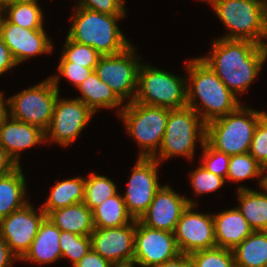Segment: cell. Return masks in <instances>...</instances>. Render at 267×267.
<instances>
[{
  "label": "cell",
  "mask_w": 267,
  "mask_h": 267,
  "mask_svg": "<svg viewBox=\"0 0 267 267\" xmlns=\"http://www.w3.org/2000/svg\"><path fill=\"white\" fill-rule=\"evenodd\" d=\"M211 56L199 57L236 95L247 90L267 58V46L249 40L216 39Z\"/></svg>",
  "instance_id": "cell-1"
},
{
  "label": "cell",
  "mask_w": 267,
  "mask_h": 267,
  "mask_svg": "<svg viewBox=\"0 0 267 267\" xmlns=\"http://www.w3.org/2000/svg\"><path fill=\"white\" fill-rule=\"evenodd\" d=\"M186 68L190 77L187 82L191 83H187V106L191 107L205 124L235 111L241 105L236 95L200 58L187 62ZM196 98L200 99L202 107L197 105ZM200 110H203V113L200 114Z\"/></svg>",
  "instance_id": "cell-2"
},
{
  "label": "cell",
  "mask_w": 267,
  "mask_h": 267,
  "mask_svg": "<svg viewBox=\"0 0 267 267\" xmlns=\"http://www.w3.org/2000/svg\"><path fill=\"white\" fill-rule=\"evenodd\" d=\"M126 15H108L77 7L67 37L77 43L91 46L102 56L116 55L132 44L117 25Z\"/></svg>",
  "instance_id": "cell-3"
},
{
  "label": "cell",
  "mask_w": 267,
  "mask_h": 267,
  "mask_svg": "<svg viewBox=\"0 0 267 267\" xmlns=\"http://www.w3.org/2000/svg\"><path fill=\"white\" fill-rule=\"evenodd\" d=\"M265 114L240 105L206 124L205 141L229 156L249 152L255 128Z\"/></svg>",
  "instance_id": "cell-4"
},
{
  "label": "cell",
  "mask_w": 267,
  "mask_h": 267,
  "mask_svg": "<svg viewBox=\"0 0 267 267\" xmlns=\"http://www.w3.org/2000/svg\"><path fill=\"white\" fill-rule=\"evenodd\" d=\"M212 7L229 30L222 39L267 46V0H218Z\"/></svg>",
  "instance_id": "cell-5"
},
{
  "label": "cell",
  "mask_w": 267,
  "mask_h": 267,
  "mask_svg": "<svg viewBox=\"0 0 267 267\" xmlns=\"http://www.w3.org/2000/svg\"><path fill=\"white\" fill-rule=\"evenodd\" d=\"M170 110L134 101L118 110L128 134L142 148L138 157L152 158L158 154L156 150L161 146Z\"/></svg>",
  "instance_id": "cell-6"
},
{
  "label": "cell",
  "mask_w": 267,
  "mask_h": 267,
  "mask_svg": "<svg viewBox=\"0 0 267 267\" xmlns=\"http://www.w3.org/2000/svg\"><path fill=\"white\" fill-rule=\"evenodd\" d=\"M198 138L200 145L203 146L206 138V124L201 117L189 106L171 109L158 157L156 155L152 158L159 163L161 160L178 155L192 159Z\"/></svg>",
  "instance_id": "cell-7"
},
{
  "label": "cell",
  "mask_w": 267,
  "mask_h": 267,
  "mask_svg": "<svg viewBox=\"0 0 267 267\" xmlns=\"http://www.w3.org/2000/svg\"><path fill=\"white\" fill-rule=\"evenodd\" d=\"M186 83L187 78L182 79L167 71L140 64L134 102L168 109L185 107Z\"/></svg>",
  "instance_id": "cell-8"
},
{
  "label": "cell",
  "mask_w": 267,
  "mask_h": 267,
  "mask_svg": "<svg viewBox=\"0 0 267 267\" xmlns=\"http://www.w3.org/2000/svg\"><path fill=\"white\" fill-rule=\"evenodd\" d=\"M59 76L53 75L40 84L9 97V117L46 131L51 123L59 97Z\"/></svg>",
  "instance_id": "cell-9"
},
{
  "label": "cell",
  "mask_w": 267,
  "mask_h": 267,
  "mask_svg": "<svg viewBox=\"0 0 267 267\" xmlns=\"http://www.w3.org/2000/svg\"><path fill=\"white\" fill-rule=\"evenodd\" d=\"M138 58L135 56V48L131 45L122 53L101 56L94 71L122 101L131 97L128 102H133L141 64L138 62L140 56Z\"/></svg>",
  "instance_id": "cell-10"
},
{
  "label": "cell",
  "mask_w": 267,
  "mask_h": 267,
  "mask_svg": "<svg viewBox=\"0 0 267 267\" xmlns=\"http://www.w3.org/2000/svg\"><path fill=\"white\" fill-rule=\"evenodd\" d=\"M39 210L40 213L37 214L28 202L22 208L0 219V238L7 243L17 260L29 250L40 224L47 217L41 207Z\"/></svg>",
  "instance_id": "cell-11"
},
{
  "label": "cell",
  "mask_w": 267,
  "mask_h": 267,
  "mask_svg": "<svg viewBox=\"0 0 267 267\" xmlns=\"http://www.w3.org/2000/svg\"><path fill=\"white\" fill-rule=\"evenodd\" d=\"M173 232L162 231L136 220L133 260L142 267H156L180 255Z\"/></svg>",
  "instance_id": "cell-12"
},
{
  "label": "cell",
  "mask_w": 267,
  "mask_h": 267,
  "mask_svg": "<svg viewBox=\"0 0 267 267\" xmlns=\"http://www.w3.org/2000/svg\"><path fill=\"white\" fill-rule=\"evenodd\" d=\"M160 163L154 158L138 157L127 191L123 199L128 213L138 220L147 211L156 192L161 188L158 182L157 167Z\"/></svg>",
  "instance_id": "cell-13"
},
{
  "label": "cell",
  "mask_w": 267,
  "mask_h": 267,
  "mask_svg": "<svg viewBox=\"0 0 267 267\" xmlns=\"http://www.w3.org/2000/svg\"><path fill=\"white\" fill-rule=\"evenodd\" d=\"M93 112L79 99H57L45 140L68 146L88 124ZM49 134V135H48ZM49 137V138H48Z\"/></svg>",
  "instance_id": "cell-14"
},
{
  "label": "cell",
  "mask_w": 267,
  "mask_h": 267,
  "mask_svg": "<svg viewBox=\"0 0 267 267\" xmlns=\"http://www.w3.org/2000/svg\"><path fill=\"white\" fill-rule=\"evenodd\" d=\"M194 206L187 207L174 231L180 253L187 255L217 247L213 215L194 212Z\"/></svg>",
  "instance_id": "cell-15"
},
{
  "label": "cell",
  "mask_w": 267,
  "mask_h": 267,
  "mask_svg": "<svg viewBox=\"0 0 267 267\" xmlns=\"http://www.w3.org/2000/svg\"><path fill=\"white\" fill-rule=\"evenodd\" d=\"M189 205L197 204L163 185L139 220L148 227L174 233L177 222Z\"/></svg>",
  "instance_id": "cell-16"
},
{
  "label": "cell",
  "mask_w": 267,
  "mask_h": 267,
  "mask_svg": "<svg viewBox=\"0 0 267 267\" xmlns=\"http://www.w3.org/2000/svg\"><path fill=\"white\" fill-rule=\"evenodd\" d=\"M136 220L112 228H95L91 233L92 249L112 263L133 261Z\"/></svg>",
  "instance_id": "cell-17"
},
{
  "label": "cell",
  "mask_w": 267,
  "mask_h": 267,
  "mask_svg": "<svg viewBox=\"0 0 267 267\" xmlns=\"http://www.w3.org/2000/svg\"><path fill=\"white\" fill-rule=\"evenodd\" d=\"M0 37L9 48L16 64L44 52L51 53L53 49L44 29H26L10 23L6 18L0 28Z\"/></svg>",
  "instance_id": "cell-18"
},
{
  "label": "cell",
  "mask_w": 267,
  "mask_h": 267,
  "mask_svg": "<svg viewBox=\"0 0 267 267\" xmlns=\"http://www.w3.org/2000/svg\"><path fill=\"white\" fill-rule=\"evenodd\" d=\"M41 142H46L45 131L35 125L8 116L0 126V145L18 166L20 151Z\"/></svg>",
  "instance_id": "cell-19"
},
{
  "label": "cell",
  "mask_w": 267,
  "mask_h": 267,
  "mask_svg": "<svg viewBox=\"0 0 267 267\" xmlns=\"http://www.w3.org/2000/svg\"><path fill=\"white\" fill-rule=\"evenodd\" d=\"M213 220L217 247L233 250L253 232L237 207L214 215Z\"/></svg>",
  "instance_id": "cell-20"
},
{
  "label": "cell",
  "mask_w": 267,
  "mask_h": 267,
  "mask_svg": "<svg viewBox=\"0 0 267 267\" xmlns=\"http://www.w3.org/2000/svg\"><path fill=\"white\" fill-rule=\"evenodd\" d=\"M60 235L61 230L46 217L40 224L38 233L29 250L20 260L47 264L62 258L59 244Z\"/></svg>",
  "instance_id": "cell-21"
},
{
  "label": "cell",
  "mask_w": 267,
  "mask_h": 267,
  "mask_svg": "<svg viewBox=\"0 0 267 267\" xmlns=\"http://www.w3.org/2000/svg\"><path fill=\"white\" fill-rule=\"evenodd\" d=\"M61 231L91 236L94 231L93 211L83 202L52 211L47 216Z\"/></svg>",
  "instance_id": "cell-22"
},
{
  "label": "cell",
  "mask_w": 267,
  "mask_h": 267,
  "mask_svg": "<svg viewBox=\"0 0 267 267\" xmlns=\"http://www.w3.org/2000/svg\"><path fill=\"white\" fill-rule=\"evenodd\" d=\"M76 88L82 94L76 99L81 100L94 114L99 108H115L123 103L109 85L101 81L95 71Z\"/></svg>",
  "instance_id": "cell-23"
},
{
  "label": "cell",
  "mask_w": 267,
  "mask_h": 267,
  "mask_svg": "<svg viewBox=\"0 0 267 267\" xmlns=\"http://www.w3.org/2000/svg\"><path fill=\"white\" fill-rule=\"evenodd\" d=\"M25 177L19 165L11 173L0 177V219L28 203Z\"/></svg>",
  "instance_id": "cell-24"
},
{
  "label": "cell",
  "mask_w": 267,
  "mask_h": 267,
  "mask_svg": "<svg viewBox=\"0 0 267 267\" xmlns=\"http://www.w3.org/2000/svg\"><path fill=\"white\" fill-rule=\"evenodd\" d=\"M263 190L262 193L247 187L238 188L240 206L237 209L253 231H267V190Z\"/></svg>",
  "instance_id": "cell-25"
},
{
  "label": "cell",
  "mask_w": 267,
  "mask_h": 267,
  "mask_svg": "<svg viewBox=\"0 0 267 267\" xmlns=\"http://www.w3.org/2000/svg\"><path fill=\"white\" fill-rule=\"evenodd\" d=\"M232 252L236 267H267V231H253Z\"/></svg>",
  "instance_id": "cell-26"
},
{
  "label": "cell",
  "mask_w": 267,
  "mask_h": 267,
  "mask_svg": "<svg viewBox=\"0 0 267 267\" xmlns=\"http://www.w3.org/2000/svg\"><path fill=\"white\" fill-rule=\"evenodd\" d=\"M85 178L75 177L57 182L53 186L42 210L48 216L52 211L84 201Z\"/></svg>",
  "instance_id": "cell-27"
},
{
  "label": "cell",
  "mask_w": 267,
  "mask_h": 267,
  "mask_svg": "<svg viewBox=\"0 0 267 267\" xmlns=\"http://www.w3.org/2000/svg\"><path fill=\"white\" fill-rule=\"evenodd\" d=\"M133 220L127 211L123 197L118 193L103 201L93 210L95 228L120 227Z\"/></svg>",
  "instance_id": "cell-28"
},
{
  "label": "cell",
  "mask_w": 267,
  "mask_h": 267,
  "mask_svg": "<svg viewBox=\"0 0 267 267\" xmlns=\"http://www.w3.org/2000/svg\"><path fill=\"white\" fill-rule=\"evenodd\" d=\"M43 13L37 0L9 3L6 6L5 18L15 25L26 29H44Z\"/></svg>",
  "instance_id": "cell-29"
},
{
  "label": "cell",
  "mask_w": 267,
  "mask_h": 267,
  "mask_svg": "<svg viewBox=\"0 0 267 267\" xmlns=\"http://www.w3.org/2000/svg\"><path fill=\"white\" fill-rule=\"evenodd\" d=\"M117 194V187L109 178L90 173L85 179L83 203L93 211L103 201Z\"/></svg>",
  "instance_id": "cell-30"
},
{
  "label": "cell",
  "mask_w": 267,
  "mask_h": 267,
  "mask_svg": "<svg viewBox=\"0 0 267 267\" xmlns=\"http://www.w3.org/2000/svg\"><path fill=\"white\" fill-rule=\"evenodd\" d=\"M264 167L260 165L248 152L230 156L226 180L241 181L247 178L261 177L260 186L263 187Z\"/></svg>",
  "instance_id": "cell-31"
},
{
  "label": "cell",
  "mask_w": 267,
  "mask_h": 267,
  "mask_svg": "<svg viewBox=\"0 0 267 267\" xmlns=\"http://www.w3.org/2000/svg\"><path fill=\"white\" fill-rule=\"evenodd\" d=\"M191 267H236L232 250L221 247L205 249L188 255Z\"/></svg>",
  "instance_id": "cell-32"
},
{
  "label": "cell",
  "mask_w": 267,
  "mask_h": 267,
  "mask_svg": "<svg viewBox=\"0 0 267 267\" xmlns=\"http://www.w3.org/2000/svg\"><path fill=\"white\" fill-rule=\"evenodd\" d=\"M65 42L61 56L67 62H72L74 65H82L85 68L95 69L102 56L100 53L91 46L77 43L68 37H66Z\"/></svg>",
  "instance_id": "cell-33"
},
{
  "label": "cell",
  "mask_w": 267,
  "mask_h": 267,
  "mask_svg": "<svg viewBox=\"0 0 267 267\" xmlns=\"http://www.w3.org/2000/svg\"><path fill=\"white\" fill-rule=\"evenodd\" d=\"M59 244L62 258L68 257L73 266L92 248L91 236H80L66 231H61Z\"/></svg>",
  "instance_id": "cell-34"
},
{
  "label": "cell",
  "mask_w": 267,
  "mask_h": 267,
  "mask_svg": "<svg viewBox=\"0 0 267 267\" xmlns=\"http://www.w3.org/2000/svg\"><path fill=\"white\" fill-rule=\"evenodd\" d=\"M202 166L209 172L214 173L226 180L230 156L224 152L212 148L206 141L202 146Z\"/></svg>",
  "instance_id": "cell-35"
},
{
  "label": "cell",
  "mask_w": 267,
  "mask_h": 267,
  "mask_svg": "<svg viewBox=\"0 0 267 267\" xmlns=\"http://www.w3.org/2000/svg\"><path fill=\"white\" fill-rule=\"evenodd\" d=\"M191 185L196 195L210 193L219 189L225 182L223 177L207 171L200 163V167L190 173Z\"/></svg>",
  "instance_id": "cell-36"
},
{
  "label": "cell",
  "mask_w": 267,
  "mask_h": 267,
  "mask_svg": "<svg viewBox=\"0 0 267 267\" xmlns=\"http://www.w3.org/2000/svg\"><path fill=\"white\" fill-rule=\"evenodd\" d=\"M260 165L267 167V114L257 124L248 152Z\"/></svg>",
  "instance_id": "cell-37"
},
{
  "label": "cell",
  "mask_w": 267,
  "mask_h": 267,
  "mask_svg": "<svg viewBox=\"0 0 267 267\" xmlns=\"http://www.w3.org/2000/svg\"><path fill=\"white\" fill-rule=\"evenodd\" d=\"M76 7L86 8L92 11L108 15H125V0H81Z\"/></svg>",
  "instance_id": "cell-38"
},
{
  "label": "cell",
  "mask_w": 267,
  "mask_h": 267,
  "mask_svg": "<svg viewBox=\"0 0 267 267\" xmlns=\"http://www.w3.org/2000/svg\"><path fill=\"white\" fill-rule=\"evenodd\" d=\"M60 58V64L58 66L60 75L66 77L75 87L87 79L95 70L85 68L82 65H74L72 62H67L62 56Z\"/></svg>",
  "instance_id": "cell-39"
},
{
  "label": "cell",
  "mask_w": 267,
  "mask_h": 267,
  "mask_svg": "<svg viewBox=\"0 0 267 267\" xmlns=\"http://www.w3.org/2000/svg\"><path fill=\"white\" fill-rule=\"evenodd\" d=\"M111 263L92 248L73 267H110Z\"/></svg>",
  "instance_id": "cell-40"
},
{
  "label": "cell",
  "mask_w": 267,
  "mask_h": 267,
  "mask_svg": "<svg viewBox=\"0 0 267 267\" xmlns=\"http://www.w3.org/2000/svg\"><path fill=\"white\" fill-rule=\"evenodd\" d=\"M17 65L7 45L0 37V75Z\"/></svg>",
  "instance_id": "cell-41"
},
{
  "label": "cell",
  "mask_w": 267,
  "mask_h": 267,
  "mask_svg": "<svg viewBox=\"0 0 267 267\" xmlns=\"http://www.w3.org/2000/svg\"><path fill=\"white\" fill-rule=\"evenodd\" d=\"M18 167L16 162L7 154L0 145V177L11 173Z\"/></svg>",
  "instance_id": "cell-42"
},
{
  "label": "cell",
  "mask_w": 267,
  "mask_h": 267,
  "mask_svg": "<svg viewBox=\"0 0 267 267\" xmlns=\"http://www.w3.org/2000/svg\"><path fill=\"white\" fill-rule=\"evenodd\" d=\"M16 259L17 257L11 252L7 243L0 238V267H10Z\"/></svg>",
  "instance_id": "cell-43"
},
{
  "label": "cell",
  "mask_w": 267,
  "mask_h": 267,
  "mask_svg": "<svg viewBox=\"0 0 267 267\" xmlns=\"http://www.w3.org/2000/svg\"><path fill=\"white\" fill-rule=\"evenodd\" d=\"M156 267H191L190 258L187 254H180L176 258L166 261Z\"/></svg>",
  "instance_id": "cell-44"
},
{
  "label": "cell",
  "mask_w": 267,
  "mask_h": 267,
  "mask_svg": "<svg viewBox=\"0 0 267 267\" xmlns=\"http://www.w3.org/2000/svg\"><path fill=\"white\" fill-rule=\"evenodd\" d=\"M3 92L0 91V126L3 124L4 120L9 116V111L6 106H8V100H4Z\"/></svg>",
  "instance_id": "cell-45"
},
{
  "label": "cell",
  "mask_w": 267,
  "mask_h": 267,
  "mask_svg": "<svg viewBox=\"0 0 267 267\" xmlns=\"http://www.w3.org/2000/svg\"><path fill=\"white\" fill-rule=\"evenodd\" d=\"M134 264H137L134 260L129 262L122 263H112L110 267H134Z\"/></svg>",
  "instance_id": "cell-46"
},
{
  "label": "cell",
  "mask_w": 267,
  "mask_h": 267,
  "mask_svg": "<svg viewBox=\"0 0 267 267\" xmlns=\"http://www.w3.org/2000/svg\"><path fill=\"white\" fill-rule=\"evenodd\" d=\"M5 13H6V9L4 7H0V28L3 26L4 20H5V17H4ZM2 15H4V16H2Z\"/></svg>",
  "instance_id": "cell-47"
},
{
  "label": "cell",
  "mask_w": 267,
  "mask_h": 267,
  "mask_svg": "<svg viewBox=\"0 0 267 267\" xmlns=\"http://www.w3.org/2000/svg\"><path fill=\"white\" fill-rule=\"evenodd\" d=\"M264 172H267V167L264 168ZM267 190V173L264 174V182H263V187Z\"/></svg>",
  "instance_id": "cell-48"
},
{
  "label": "cell",
  "mask_w": 267,
  "mask_h": 267,
  "mask_svg": "<svg viewBox=\"0 0 267 267\" xmlns=\"http://www.w3.org/2000/svg\"><path fill=\"white\" fill-rule=\"evenodd\" d=\"M7 5H8L7 0H0V7H4L6 9Z\"/></svg>",
  "instance_id": "cell-49"
},
{
  "label": "cell",
  "mask_w": 267,
  "mask_h": 267,
  "mask_svg": "<svg viewBox=\"0 0 267 267\" xmlns=\"http://www.w3.org/2000/svg\"><path fill=\"white\" fill-rule=\"evenodd\" d=\"M20 1H28V0H7V3H13V2H20Z\"/></svg>",
  "instance_id": "cell-50"
},
{
  "label": "cell",
  "mask_w": 267,
  "mask_h": 267,
  "mask_svg": "<svg viewBox=\"0 0 267 267\" xmlns=\"http://www.w3.org/2000/svg\"><path fill=\"white\" fill-rule=\"evenodd\" d=\"M217 1L218 0H207L206 2L210 3L213 6Z\"/></svg>",
  "instance_id": "cell-51"
}]
</instances>
